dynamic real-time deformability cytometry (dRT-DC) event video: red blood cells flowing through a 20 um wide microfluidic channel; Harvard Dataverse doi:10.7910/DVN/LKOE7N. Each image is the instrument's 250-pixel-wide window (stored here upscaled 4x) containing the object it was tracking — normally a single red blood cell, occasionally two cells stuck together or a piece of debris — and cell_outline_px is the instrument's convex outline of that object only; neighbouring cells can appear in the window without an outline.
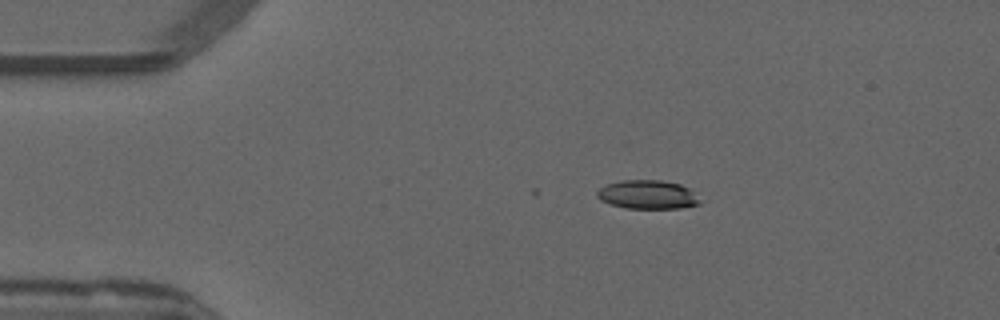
{"species": "common noctule bat (a hibernating species)", "species_latin": "Nyctalus noctula", "temperature_condition": "warm", "stored_images_in_passage": 4, "camera_frame_rate_fps": 3000, "um_per_image_px": 0.085, "animal": {"sex": "male", "forearm_length_mm": 52.5}, "frame": {"image": 1, "passage_image": 1, "time_ms": 0.0, "image_size_px": [1000, 320], "cell_outline_px": [[704, 200], [700, 204], [680, 208], [624, 208], [600, 200], [596, 196], [596, 192], [600, 188], [608, 184], [624, 180], [660, 180], [680, 184], [688, 188]], "centroid_in_image_um": [55.09, 16.55], "position_along_channel_um": 29.9, "area_um2": 17.28}}